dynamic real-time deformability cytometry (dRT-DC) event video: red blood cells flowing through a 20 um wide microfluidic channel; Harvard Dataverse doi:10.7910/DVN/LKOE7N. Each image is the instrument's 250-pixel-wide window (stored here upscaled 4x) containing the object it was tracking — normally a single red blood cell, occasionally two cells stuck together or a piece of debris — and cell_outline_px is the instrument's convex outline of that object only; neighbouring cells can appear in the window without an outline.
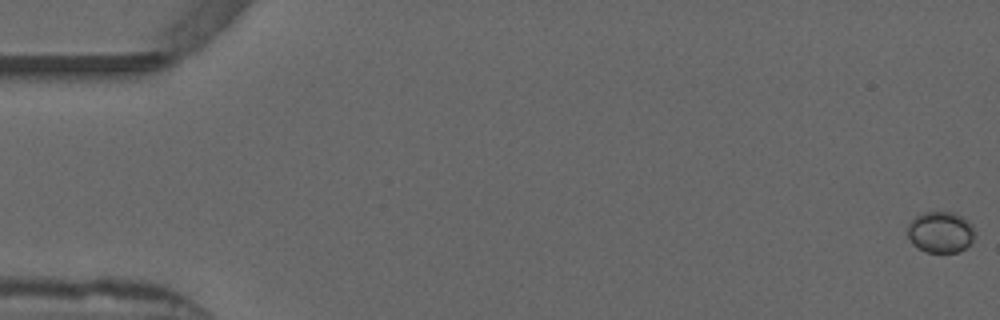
{"species": "common noctule bat (a hibernating species)", "species_latin": "Nyctalus noctula", "temperature_condition": "warm", "stored_images_in_passage": 50, "camera_frame_rate_fps": 3000, "um_per_image_px": 0.085, "animal": {"sex": "male", "forearm_length_mm": 52.5}, "frame": {"image": 1, "passage_image": 1, "time_ms": 0.0, "image_size_px": [1000, 320], "cell_outline_px": [[976, 236], [960, 252], [924, 252], [916, 248], [912, 244], [908, 236], [908, 224], [916, 216], [924, 212], [956, 212], [964, 216], [972, 224], [976, 232]], "centroid_in_image_um": [79.97, 19.72], "position_along_channel_um": 5.0, "area_um2": 16.47}}
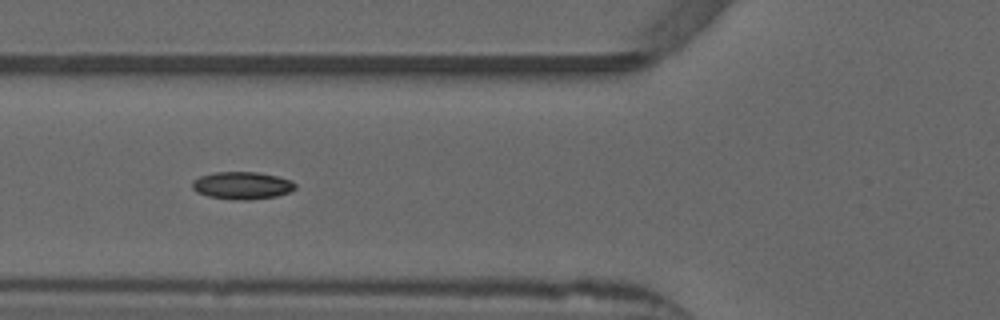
{"frame": {"image": 2, "passage_image": 21, "time_ms": 6.667, "image_size_px": [1000, 320], "cell_outline_px": [[296, 188], [288, 192], [276, 196], [248, 200], [236, 200], [208, 196], [196, 192], [192, 188], [192, 180], [200, 176], [216, 172], [260, 172], [292, 180], [296, 184]], "centroid_in_image_um": [20.57, 15.76], "position_along_channel_um": 105.2, "area_um2": 16.53}}
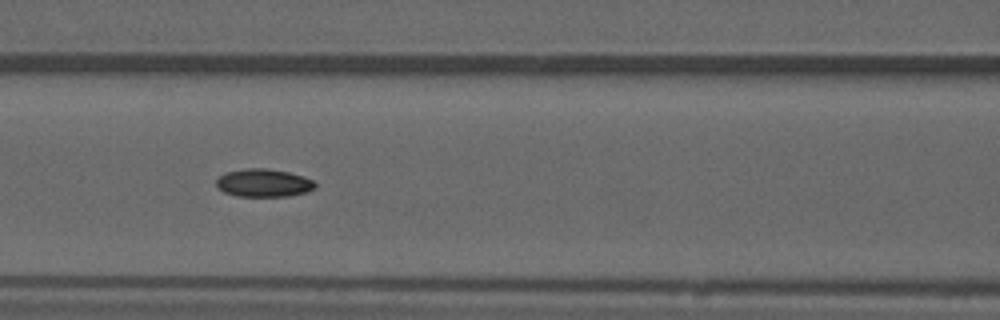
{"frame": {"image": 3, "passage_image": 24, "time_ms": 7.667, "image_size_px": [1000, 320], "cell_outline_px": [[316, 188], [308, 192], [288, 196], [236, 196], [224, 192], [216, 184], [216, 176], [224, 172], [248, 168], [268, 168], [288, 172], [304, 176], [312, 180], [316, 184]], "centroid_in_image_um": [22.4, 15.54], "position_along_channel_um": 144.2, "area_um2": 16.3}, "authors_computed_cell_mechanics": {"area_um2": 15.6638, "velocity_mm_per_s": 3.8772, "shape_relaxation_time_tau1_ms": null, "shape_relaxation_time_tau2_ms": 6.1859, "deformation_change_tau1": null, "deformation_change_tau2": 0.08}}